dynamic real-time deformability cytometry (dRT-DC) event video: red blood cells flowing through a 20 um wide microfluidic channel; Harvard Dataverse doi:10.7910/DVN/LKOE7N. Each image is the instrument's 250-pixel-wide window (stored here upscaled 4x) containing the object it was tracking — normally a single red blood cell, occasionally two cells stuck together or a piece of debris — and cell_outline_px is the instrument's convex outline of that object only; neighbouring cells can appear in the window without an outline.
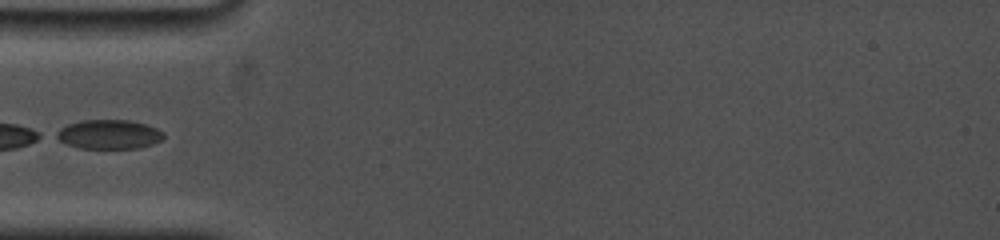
{"species": "common noctule bat (a hibernating species)", "species_latin": "Nyctalus noctula", "temperature_condition": "cold", "stored_images_in_passage": 8, "camera_frame_rate_fps": 5000, "um_per_image_px": 0.085, "animal": {"sex": "female", "body_mass_g": 19.0, "forearm_length_mm": 53.3}, "frame": {"image": 1, "passage_image": 1, "time_ms": 0.0, "image_size_px": [1000, 240], "cell_outline_px": [[164, 136], [160, 140], [152, 144], [140, 148], [80, 148], [68, 144], [52, 136], [52, 132], [68, 124], [80, 120], [128, 120], [148, 124], [164, 132]], "centroid_in_image_um": [9.22, 11.41], "position_along_channel_um": 75.8, "area_um2": 18.44}}
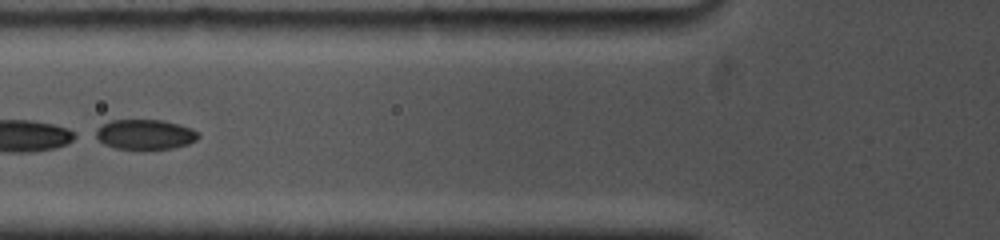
{"frame": {"image": 2, "passage_image": 4, "time_ms": 1.0, "image_size_px": [1000, 240], "cell_outline_px": [[200, 136], [196, 140], [188, 144], [172, 148], [144, 152], [116, 148], [104, 144], [92, 136], [88, 132], [100, 124], [112, 120], [164, 120], [180, 124], [192, 128], [200, 132]], "centroid_in_image_um": [12.25, 11.45], "position_along_channel_um": 113.6, "area_um2": 19.13}}